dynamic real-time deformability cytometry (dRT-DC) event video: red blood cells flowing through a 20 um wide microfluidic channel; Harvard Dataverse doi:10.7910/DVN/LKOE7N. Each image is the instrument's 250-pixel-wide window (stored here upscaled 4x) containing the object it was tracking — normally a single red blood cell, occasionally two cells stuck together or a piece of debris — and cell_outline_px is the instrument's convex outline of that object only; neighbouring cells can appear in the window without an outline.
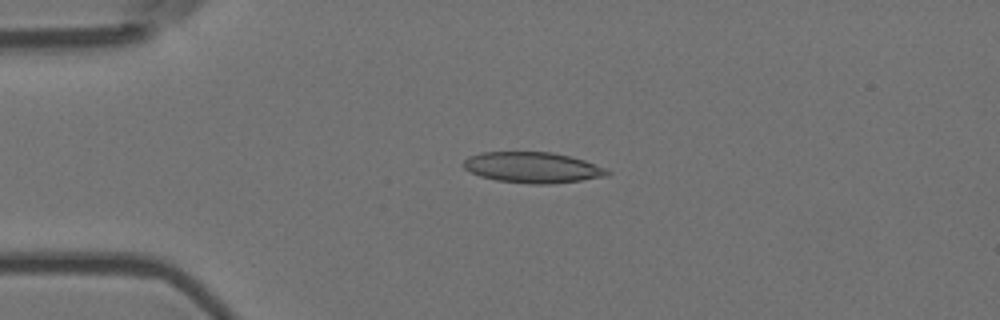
{"species": "Egyptian fruit bat (a non-hibernating species)", "species_latin": "Rousettus aegyptiacus", "temperature_condition": "room temperature", "stored_images_in_passage": 45, "camera_frame_rate_fps": 3000, "um_per_image_px": 0.085, "animal": {"sex": "female"}, "frame": {"image": 1, "passage_image": 2, "time_ms": 0.333, "image_size_px": [1000, 320], "cell_outline_px": [[612, 172], [608, 176], [580, 180], [548, 184], [528, 184], [496, 180], [480, 176], [464, 168], [464, 160], [468, 156], [480, 152], [552, 152], [584, 160], [608, 168]], "centroid_in_image_um": [45.29, 14.23], "position_along_channel_um": 39.7, "area_um2": 25.84}}
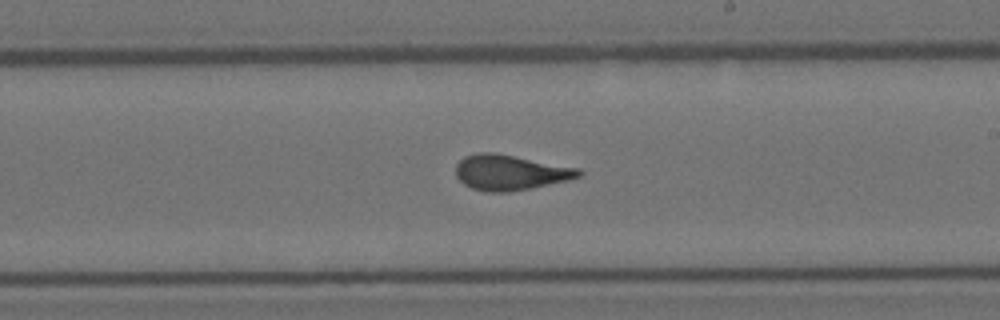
{"frame": {"image": 2, "passage_image": 21, "time_ms": 6.667, "image_size_px": [1000, 320], "cell_outline_px": [[584, 172], [580, 176], [568, 180], [532, 188], [508, 192], [488, 192], [472, 188], [464, 184], [456, 176], [456, 164], [464, 156], [480, 152], [496, 152], [580, 168]], "centroid_in_image_um": [43.38, 14.65], "position_along_channel_um": 245.6, "area_um2": 25.49}}
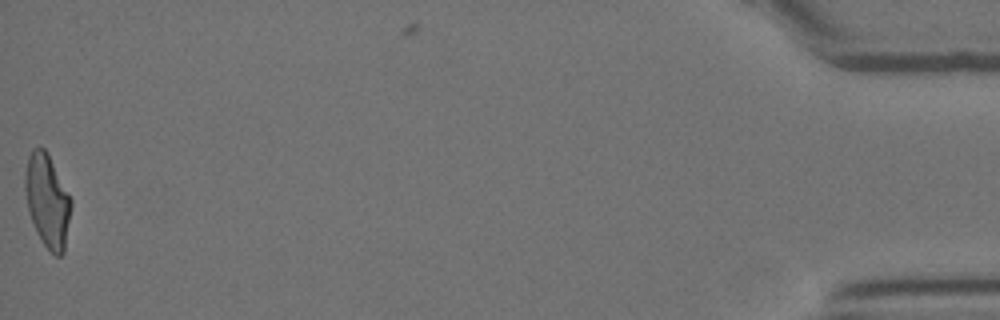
{"frame": {"image": 3, "passage_image": 44, "time_ms": 14.333, "image_size_px": [1000, 320], "cell_outline_px": [[72, 204], [64, 252], [60, 256], [56, 256], [44, 244], [36, 232], [28, 208], [24, 188], [24, 176], [28, 156], [32, 148], [44, 148], [48, 152], [72, 200]], "centroid_in_image_um": [4.03, 17.03], "position_along_channel_um": 431.2, "area_um2": 24.91}, "authors_computed_cell_mechanics": {"area_um2": 24.854, "velocity_mm_per_s": 3.6999, "shape_relaxation_time_tau1_ms": 5.9542, "shape_relaxation_time_tau2_ms": 1.0905, "deformation_change_tau1": 0.1824, "deformation_change_tau2": 0.0853}}